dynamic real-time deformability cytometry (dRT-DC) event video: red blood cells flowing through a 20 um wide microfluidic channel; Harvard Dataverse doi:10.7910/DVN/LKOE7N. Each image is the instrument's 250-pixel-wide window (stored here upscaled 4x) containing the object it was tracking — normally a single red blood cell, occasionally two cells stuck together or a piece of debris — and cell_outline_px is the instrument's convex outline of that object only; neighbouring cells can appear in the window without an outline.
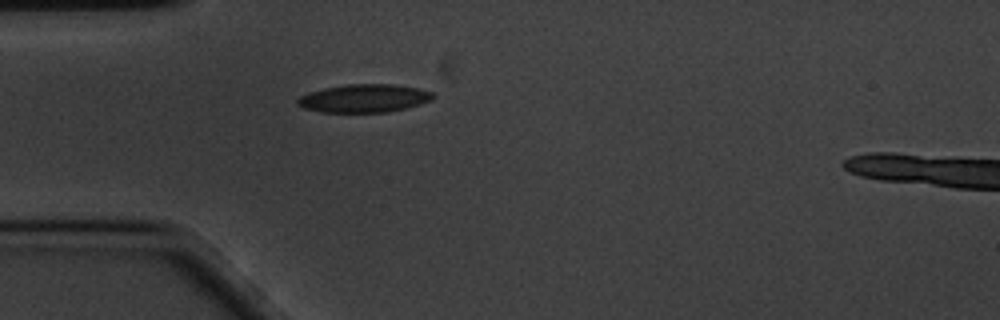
{"species": "common noctule bat (a hibernating species)", "species_latin": "Nyctalus noctula", "temperature_condition": "cold", "stored_images_in_passage": 44, "camera_frame_rate_fps": 3000, "um_per_image_px": 0.085, "animal": {"sex": "male", "body_mass_g": 20.1, "forearm_length_mm": 53.5}, "frame": {"image": 1, "passage_image": 1, "time_ms": 0.0, "image_size_px": [1000, 320], "cell_outline_px": [[436, 96], [432, 100], [408, 108], [388, 112], [320, 112], [304, 108], [296, 104], [296, 100], [300, 96], [308, 92], [324, 88], [348, 84], [396, 84], [420, 88], [432, 92]], "centroid_in_image_um": [30.97, 8.35], "position_along_channel_um": 54.0, "area_um2": 22.48}}
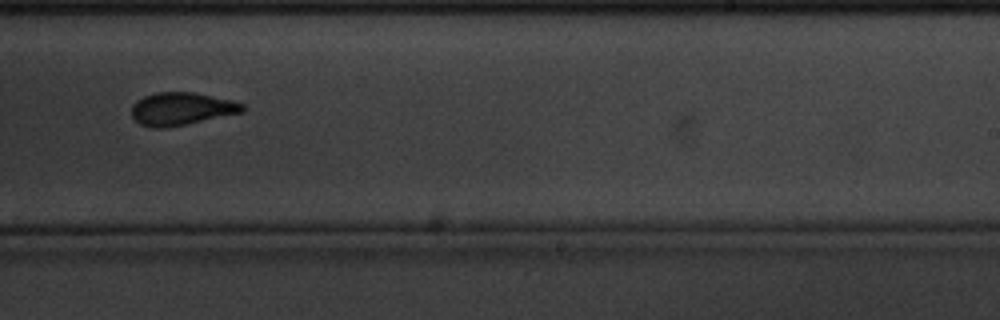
{"frame": {"image": 2, "passage_image": 21, "time_ms": 6.667, "image_size_px": [1000, 320], "cell_outline_px": [[244, 112], [164, 128], [152, 128], [140, 124], [132, 116], [132, 104], [136, 100], [144, 96], [156, 92], [192, 92], [232, 100], [244, 104]], "centroid_in_image_um": [15.4, 9.24], "position_along_channel_um": 273.6, "area_um2": 21.04}}
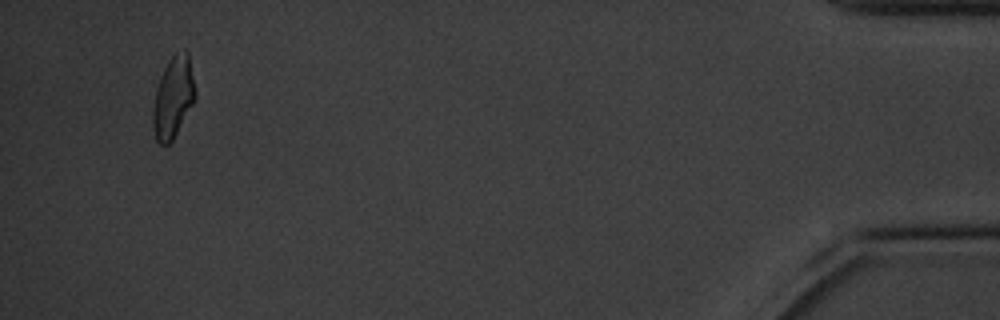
{"frame": {"image": 3, "passage_image": 41, "time_ms": 13.333, "image_size_px": [1000, 320], "cell_outline_px": [[196, 96], [192, 104], [172, 140], [168, 144], [160, 144], [156, 140], [152, 124], [152, 112], [156, 88], [160, 76], [168, 60], [176, 52], [188, 52], [196, 92]], "centroid_in_image_um": [14.7, 8.27], "position_along_channel_um": 420.5, "area_um2": 19.77}, "authors_computed_cell_mechanics": {"area_um2": 20.9814, "velocity_mm_per_s": 3.3671, "shape_relaxation_time_tau1_ms": 7.314, "shape_relaxation_time_tau2_ms": 2.1226, "deformation_change_tau1": 0.1616, "deformation_change_tau2": 0.0816}}